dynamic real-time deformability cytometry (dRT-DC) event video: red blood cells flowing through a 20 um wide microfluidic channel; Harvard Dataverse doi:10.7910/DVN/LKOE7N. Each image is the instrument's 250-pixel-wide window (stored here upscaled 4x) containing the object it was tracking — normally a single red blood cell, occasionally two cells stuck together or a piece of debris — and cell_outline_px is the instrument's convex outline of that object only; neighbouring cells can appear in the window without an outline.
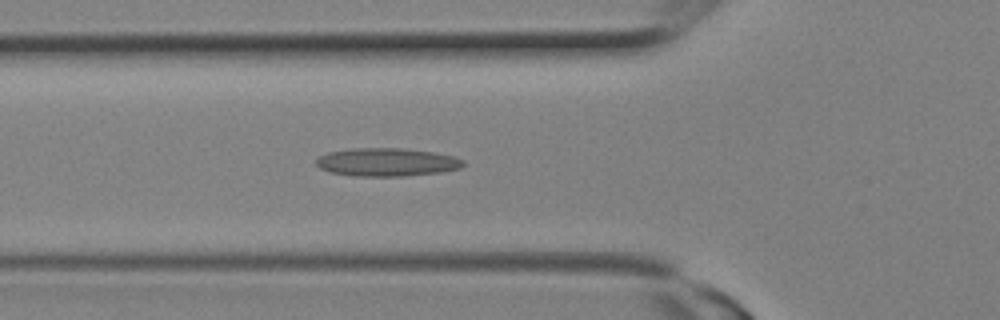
{"species": "Egyptian fruit bat (a non-hibernating species)", "species_latin": "Rousettus aegyptiacus", "temperature_condition": "room temperature", "stored_images_in_passage": 9, "camera_frame_rate_fps": 3000, "um_per_image_px": 0.085, "animal": {"sex": "female"}, "frame": {"image": 1, "passage_image": 9, "time_ms": 2.667, "image_size_px": [1000, 320], "cell_outline_px": [[464, 164], [460, 168], [440, 172], [404, 176], [352, 176], [328, 172], [320, 168], [316, 164], [316, 160], [320, 156], [328, 152], [352, 148], [404, 148], [436, 152], [456, 156], [464, 160]], "centroid_in_image_um": [32.89, 13.78], "position_along_channel_um": 92.9, "area_um2": 24.39}}